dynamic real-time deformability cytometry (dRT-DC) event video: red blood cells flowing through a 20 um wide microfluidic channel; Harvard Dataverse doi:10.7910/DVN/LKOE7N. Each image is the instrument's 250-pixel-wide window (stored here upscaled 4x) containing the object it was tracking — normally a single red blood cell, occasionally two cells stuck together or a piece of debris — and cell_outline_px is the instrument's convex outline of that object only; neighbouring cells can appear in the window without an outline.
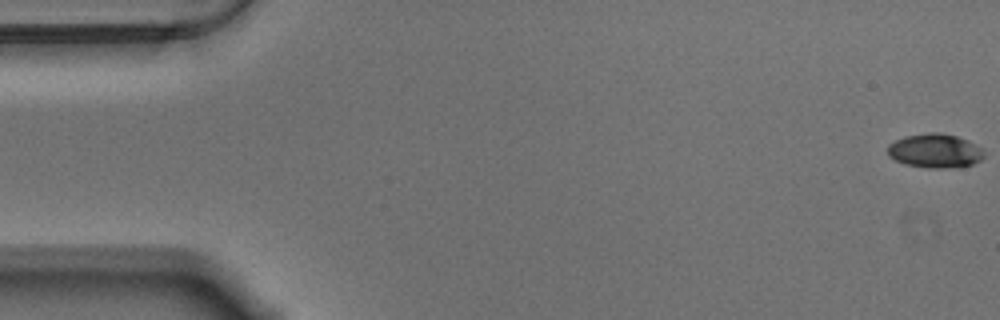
{"species": "Egyptian fruit bat (a non-hibernating species)", "species_latin": "Rousettus aegyptiacus", "temperature_condition": "warm", "stored_images_in_passage": 58, "camera_frame_rate_fps": 3000, "um_per_image_px": 0.085, "animal": {"sex": "male"}, "frame": {"image": 1, "passage_image": 1, "time_ms": 0.0, "image_size_px": [1000, 320], "cell_outline_px": [[984, 156], [980, 160], [972, 164], [944, 168], [928, 168], [904, 164], [888, 156], [888, 144], [904, 136], [928, 132], [940, 132], [956, 136], [980, 148], [984, 152]], "centroid_in_image_um": [79.42, 12.81], "position_along_channel_um": 5.6, "area_um2": 18.9}}
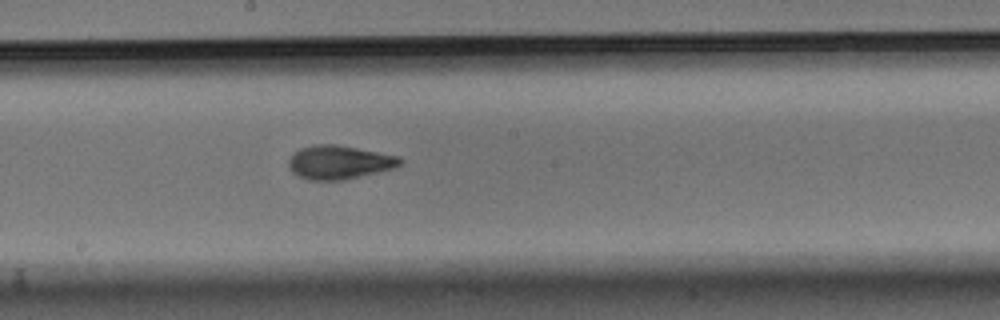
{"frame": {"image": 2, "passage_image": 31, "time_ms": 10.0, "image_size_px": [1000, 320], "cell_outline_px": [[404, 160], [396, 168], [344, 180], [308, 180], [292, 172], [288, 164], [288, 160], [292, 152], [300, 148], [316, 144], [336, 144], [400, 156]], "centroid_in_image_um": [28.84, 13.79], "position_along_channel_um": 219.4, "area_um2": 22.08}}
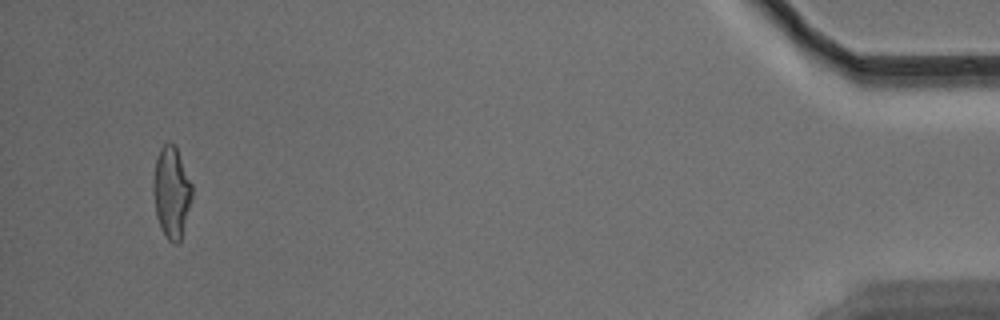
{"frame": {"image": 3, "passage_image": 55, "time_ms": 18.0, "image_size_px": [1000, 320], "cell_outline_px": [[192, 196], [180, 240], [176, 244], [172, 244], [168, 240], [160, 228], [156, 216], [152, 192], [152, 180], [156, 160], [160, 148], [168, 140], [176, 144], [192, 184]], "centroid_in_image_um": [14.55, 16.3], "position_along_channel_um": 420.6, "area_um2": 20.92}, "authors_computed_cell_mechanics": {"area_um2": 20.7791, "velocity_mm_per_s": 3.5338, "shape_relaxation_time_tau1_ms": 3.6649, "shape_relaxation_time_tau2_ms": 1.8956, "deformation_change_tau1": 0.1848, "deformation_change_tau2": 0.0894}}